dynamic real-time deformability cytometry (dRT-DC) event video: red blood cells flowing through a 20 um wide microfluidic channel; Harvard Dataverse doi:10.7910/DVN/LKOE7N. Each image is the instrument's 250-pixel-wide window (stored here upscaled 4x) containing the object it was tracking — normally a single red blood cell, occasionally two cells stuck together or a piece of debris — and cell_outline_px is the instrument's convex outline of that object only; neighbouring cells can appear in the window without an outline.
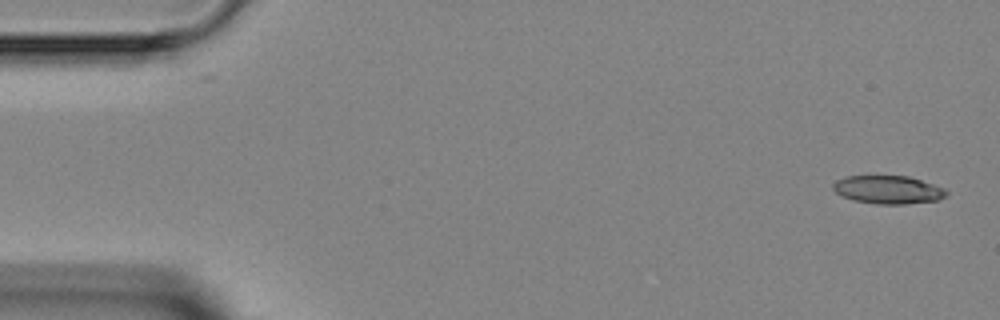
{"species": "Egyptian fruit bat (a non-hibernating species)", "species_latin": "Rousettus aegyptiacus", "temperature_condition": "room temperature", "stored_images_in_passage": 3, "camera_frame_rate_fps": 3000, "um_per_image_px": 0.085, "animal": {"sex": "female"}, "frame": {"image": 1, "passage_image": 1, "time_ms": 0.0, "image_size_px": [1000, 320], "cell_outline_px": [[948, 196], [940, 200], [904, 204], [876, 204], [852, 200], [836, 192], [832, 188], [832, 184], [836, 180], [844, 176], [908, 176], [944, 188], [948, 192]], "centroid_in_image_um": [75.49, 16.13], "position_along_channel_um": 9.5, "area_um2": 18.67}}
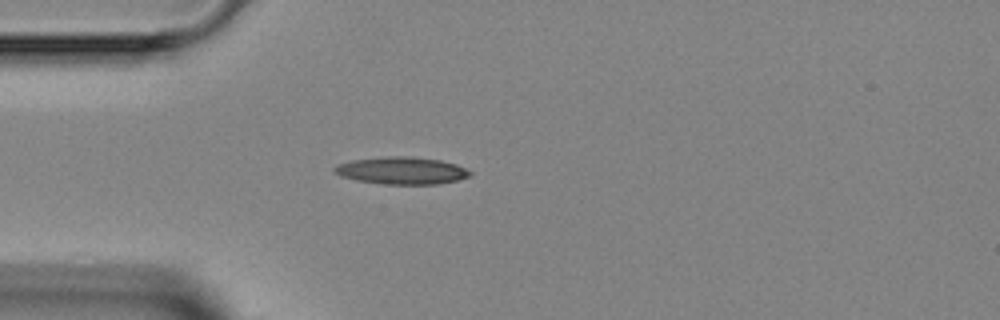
{"frame": {"image": 2, "passage_image": 3, "time_ms": 3.667, "image_size_px": [1000, 320], "cell_outline_px": [[472, 176], [456, 180], [436, 184], [384, 184], [356, 180], [340, 176], [332, 172], [332, 168], [336, 164], [352, 160], [392, 156], [408, 156], [440, 160], [456, 164], [472, 172]], "centroid_in_image_um": [34.1, 14.5], "position_along_channel_um": 50.9, "area_um2": 21.56}}